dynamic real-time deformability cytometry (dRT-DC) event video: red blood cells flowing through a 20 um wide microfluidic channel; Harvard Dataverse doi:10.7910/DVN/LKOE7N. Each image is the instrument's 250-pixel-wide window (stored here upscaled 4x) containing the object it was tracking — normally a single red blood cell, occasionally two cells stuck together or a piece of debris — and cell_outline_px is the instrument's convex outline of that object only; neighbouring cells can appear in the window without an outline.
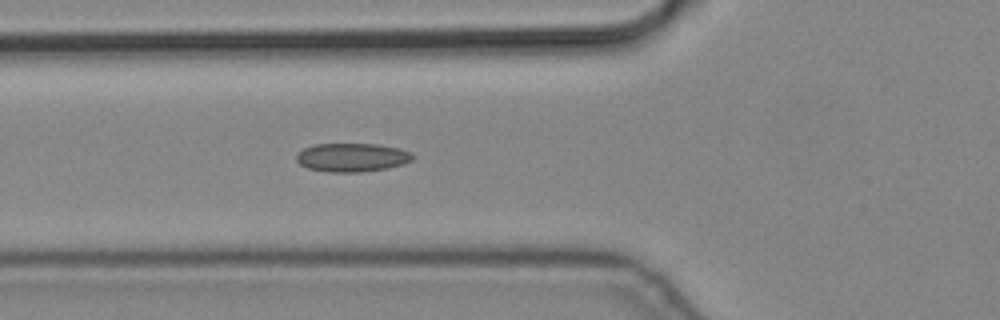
{"species": "common noctule bat (a hibernating species)", "species_latin": "Nyctalus noctula", "temperature_condition": "cold", "stored_images_in_passage": 2, "camera_frame_rate_fps": 3000, "um_per_image_px": 0.085, "animal": {"sex": "male", "body_mass_g": 19.2, "forearm_length_mm": 51.8}, "frame": {"image": 1, "passage_image": 2, "time_ms": 0.333, "image_size_px": [1000, 320], "cell_outline_px": [[416, 156], [412, 160], [404, 164], [388, 168], [360, 172], [328, 172], [308, 168], [300, 164], [296, 160], [296, 156], [304, 148], [312, 144], [376, 144], [400, 148], [412, 152]], "centroid_in_image_um": [29.96, 13.38], "position_along_channel_um": 95.8, "area_um2": 19.54}}